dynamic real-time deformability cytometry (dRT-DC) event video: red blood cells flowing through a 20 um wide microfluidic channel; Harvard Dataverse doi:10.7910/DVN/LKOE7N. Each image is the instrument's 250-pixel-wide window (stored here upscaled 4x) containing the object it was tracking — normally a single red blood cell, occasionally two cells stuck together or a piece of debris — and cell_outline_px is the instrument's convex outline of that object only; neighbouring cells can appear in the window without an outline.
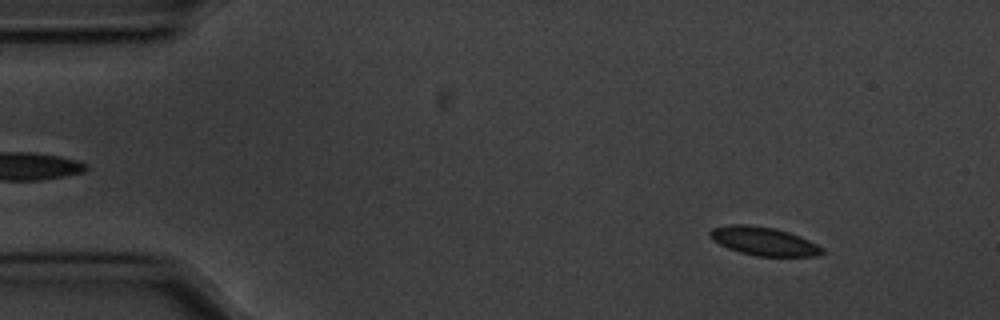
{"species": "common noctule bat (a hibernating species)", "species_latin": "Nyctalus noctula", "temperature_condition": "cold", "stored_images_in_passage": 56, "camera_frame_rate_fps": 3000, "um_per_image_px": 0.085, "animal": {"sex": "male", "body_mass_g": 20.1, "forearm_length_mm": 53.5}, "frame": {"image": 1, "passage_image": 6, "time_ms": 1.667, "image_size_px": [1000, 320], "cell_outline_px": [[824, 252], [820, 256], [756, 256], [740, 252], [728, 248], [712, 240], [708, 236], [708, 232], [712, 228], [728, 224], [748, 224], [772, 228], [788, 232], [800, 236], [824, 248]], "centroid_in_image_um": [64.89, 20.5], "position_along_channel_um": 20.1, "area_um2": 18.67}}
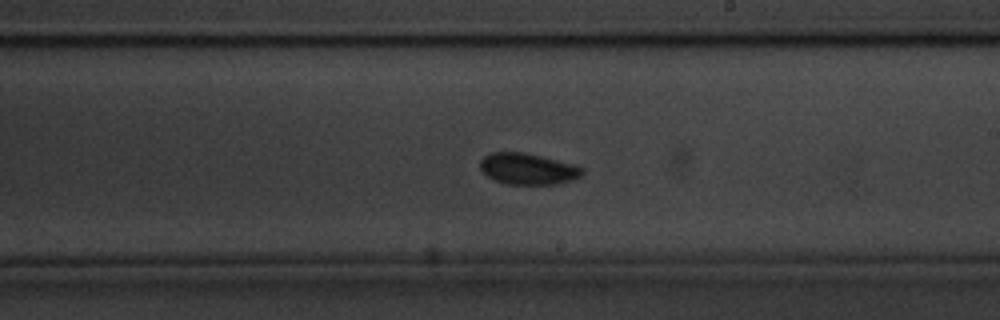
{"frame": {"image": 2, "passage_image": 32, "time_ms": 10.333, "image_size_px": [1000, 320], "cell_outline_px": [[584, 172], [580, 176], [572, 180], [560, 184], [508, 184], [496, 180], [488, 176], [480, 168], [480, 160], [484, 156], [492, 152], [524, 152], [572, 164], [584, 168]], "centroid_in_image_um": [44.87, 14.35], "position_along_channel_um": 244.1, "area_um2": 18.44}}
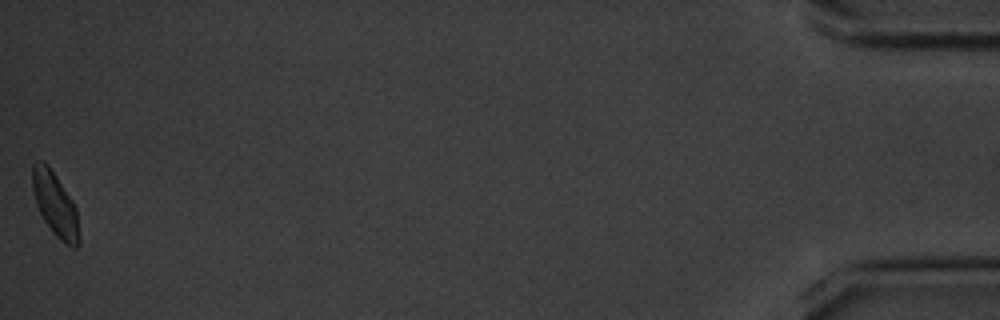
{"frame": {"image": 3, "passage_image": 56, "time_ms": 18.333, "image_size_px": [1000, 320], "cell_outline_px": [[80, 244], [76, 248], [72, 248], [64, 244], [52, 232], [44, 220], [36, 204], [32, 188], [32, 164], [36, 160], [44, 160], [48, 164], [72, 200], [76, 208], [80, 236]], "centroid_in_image_um": [4.69, 17.38], "position_along_channel_um": 430.5, "area_um2": 17.63}}